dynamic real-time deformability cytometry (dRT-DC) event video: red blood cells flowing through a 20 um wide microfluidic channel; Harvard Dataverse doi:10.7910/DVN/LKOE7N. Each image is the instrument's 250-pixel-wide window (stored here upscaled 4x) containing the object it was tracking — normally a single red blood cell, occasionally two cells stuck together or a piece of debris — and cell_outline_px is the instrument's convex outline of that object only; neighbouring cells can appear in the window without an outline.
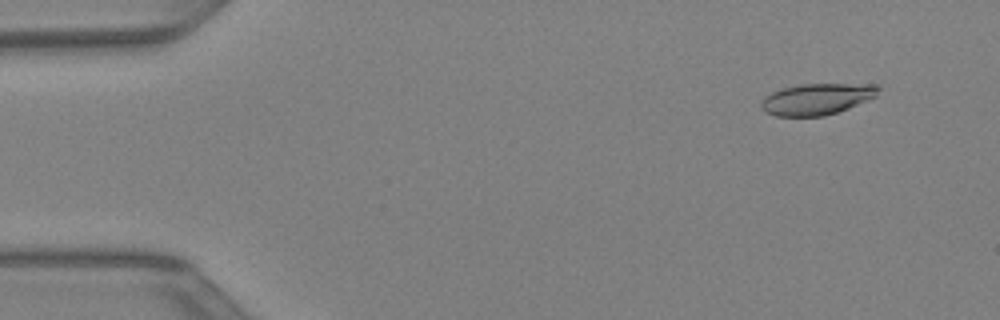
{"species": "Egyptian fruit bat (a non-hibernating species)", "species_latin": "Rousettus aegyptiacus", "temperature_condition": "warm", "stored_images_in_passage": 43, "camera_frame_rate_fps": 3000, "um_per_image_px": 0.085, "animal": {"sex": "female"}, "frame": {"image": 1, "passage_image": 4, "time_ms": 1.0, "image_size_px": [1000, 320], "cell_outline_px": [[880, 88], [876, 96], [868, 100], [848, 108], [824, 116], [776, 116], [760, 108], [760, 104], [764, 96], [780, 88], [800, 84], [880, 84]], "centroid_in_image_um": [69.43, 8.41], "position_along_channel_um": 15.6, "area_um2": 21.44}}
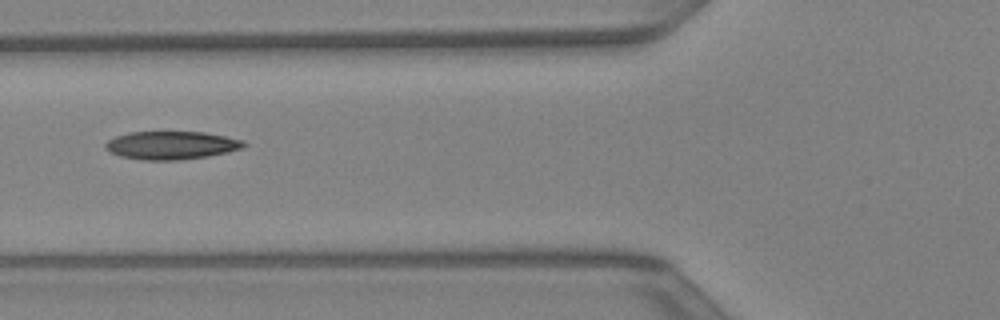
{"frame": {"image": 2, "passage_image": 17, "time_ms": 5.333, "image_size_px": [1000, 320], "cell_outline_px": [[248, 144], [244, 148], [204, 156], [180, 160], [144, 160], [120, 156], [104, 148], [104, 144], [108, 140], [116, 136], [128, 132], [204, 132], [244, 140]], "centroid_in_image_um": [14.55, 12.34], "position_along_channel_um": 111.2, "area_um2": 22.54}}
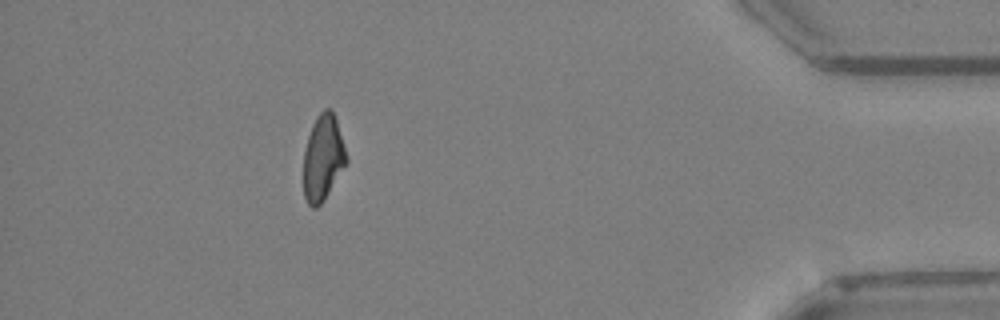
{"frame": {"image": 3, "passage_image": 39, "time_ms": 12.667, "image_size_px": [1000, 320], "cell_outline_px": [[348, 160], [324, 200], [316, 208], [312, 208], [308, 204], [304, 196], [304, 152], [308, 136], [312, 124], [316, 116], [324, 108], [332, 108], [348, 156]], "centroid_in_image_um": [27.45, 13.39], "position_along_channel_um": 407.7, "area_um2": 21.39}}